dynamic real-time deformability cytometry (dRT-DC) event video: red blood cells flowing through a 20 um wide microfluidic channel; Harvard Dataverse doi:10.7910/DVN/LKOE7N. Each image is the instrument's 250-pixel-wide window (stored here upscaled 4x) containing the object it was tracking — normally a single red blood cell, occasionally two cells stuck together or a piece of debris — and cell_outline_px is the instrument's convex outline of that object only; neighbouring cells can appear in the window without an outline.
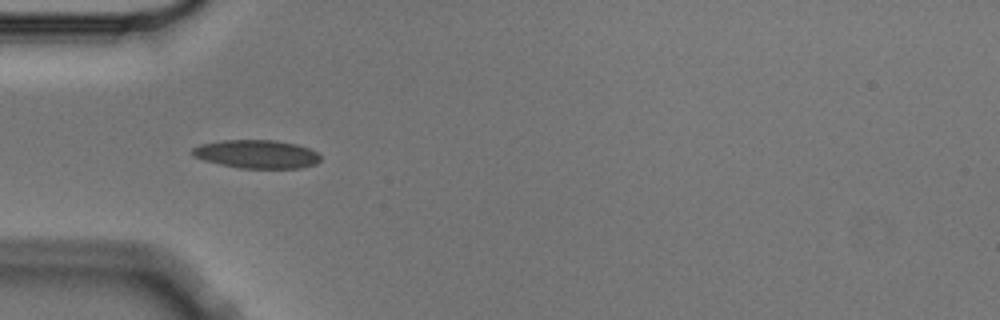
{"species": "Egyptian fruit bat (a non-hibernating species)", "species_latin": "Rousettus aegyptiacus", "temperature_condition": "cold", "stored_images_in_passage": 5, "camera_frame_rate_fps": 3000, "um_per_image_px": 0.085, "animal": {"sex": "male"}, "frame": {"image": 1, "passage_image": 4, "time_ms": 1.0, "image_size_px": [1000, 320], "cell_outline_px": [[320, 160], [316, 164], [300, 168], [240, 168], [220, 164], [204, 160], [192, 156], [192, 148], [200, 144], [224, 140], [276, 140], [296, 144], [308, 148], [316, 152], [320, 156]], "centroid_in_image_um": [21.81, 13.1], "position_along_channel_um": 63.2, "area_um2": 21.15}}